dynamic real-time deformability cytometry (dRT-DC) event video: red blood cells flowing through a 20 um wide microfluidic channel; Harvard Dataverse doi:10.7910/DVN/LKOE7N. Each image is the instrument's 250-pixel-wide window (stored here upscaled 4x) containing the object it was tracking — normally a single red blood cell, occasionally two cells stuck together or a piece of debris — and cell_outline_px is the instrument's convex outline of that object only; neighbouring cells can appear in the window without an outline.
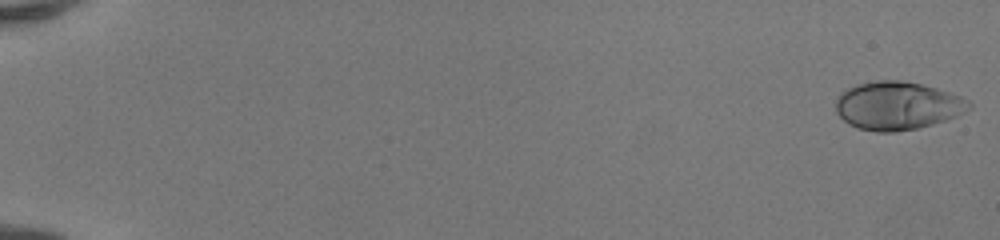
{"species": "human", "species_latin": "Homo sapiens", "temperature_condition": "room temperature", "stored_images_in_passage": 51, "camera_frame_rate_fps": 3000, "um_per_image_px": 0.085, "donor": {"sex": "female"}, "frame": {"image": 1, "passage_image": 1, "time_ms": 0.0, "image_size_px": [1000, 240], "cell_outline_px": [[972, 108], [956, 116], [932, 124], [916, 128], [896, 132], [876, 132], [856, 128], [848, 124], [836, 112], [836, 96], [840, 92], [856, 84], [880, 80], [900, 80], [920, 84], [936, 88], [960, 96], [968, 100], [972, 104]], "centroid_in_image_um": [76.25, 8.99], "position_along_channel_um": 8.8, "area_um2": 37.45}}
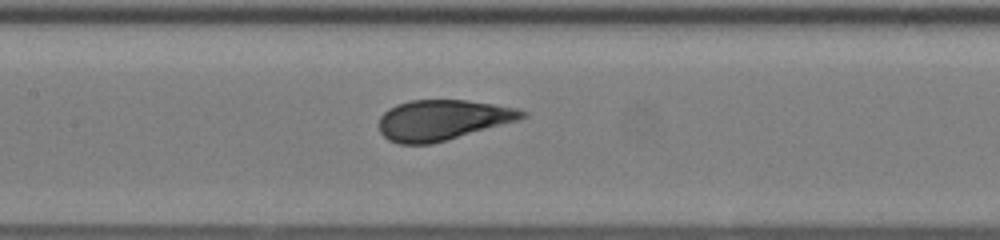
{"frame": {"image": 2, "passage_image": 27, "time_ms": 8.667, "image_size_px": [1000, 240], "cell_outline_px": [[528, 116], [516, 120], [432, 144], [400, 144], [388, 140], [380, 132], [380, 116], [388, 108], [396, 104], [408, 100], [464, 100], [492, 104], [516, 108], [528, 112]], "centroid_in_image_um": [37.56, 10.19], "position_along_channel_um": 169.8, "area_um2": 33.35}}
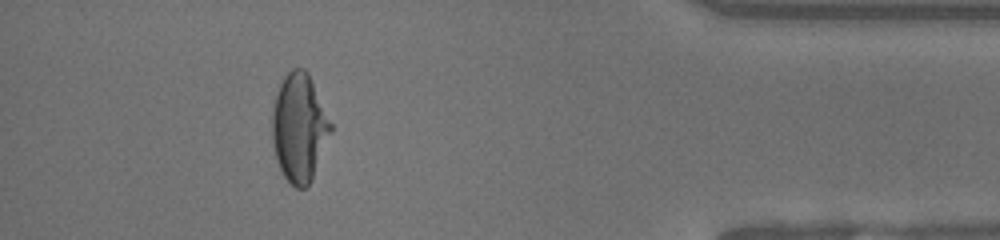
{"frame": {"image": 3, "passage_image": 47, "time_ms": 15.333, "image_size_px": [1000, 240], "cell_outline_px": [[332, 132], [312, 176], [308, 184], [304, 188], [296, 188], [284, 176], [276, 160], [272, 140], [272, 112], [276, 96], [280, 84], [284, 76], [292, 68], [304, 68], [308, 72], [332, 124]], "centroid_in_image_um": [25.43, 10.83], "position_along_channel_um": 409.8, "area_um2": 36.53}, "authors_computed_cell_mechanics": {"area_um2": 35.0268, "velocity_mm_per_s": 4.1476, "shape_relaxation_time_tau1_ms": 4.7431, "shape_relaxation_time_tau2_ms": null, "deformation_change_tau1": 0.2151, "deformation_change_tau2": null}}